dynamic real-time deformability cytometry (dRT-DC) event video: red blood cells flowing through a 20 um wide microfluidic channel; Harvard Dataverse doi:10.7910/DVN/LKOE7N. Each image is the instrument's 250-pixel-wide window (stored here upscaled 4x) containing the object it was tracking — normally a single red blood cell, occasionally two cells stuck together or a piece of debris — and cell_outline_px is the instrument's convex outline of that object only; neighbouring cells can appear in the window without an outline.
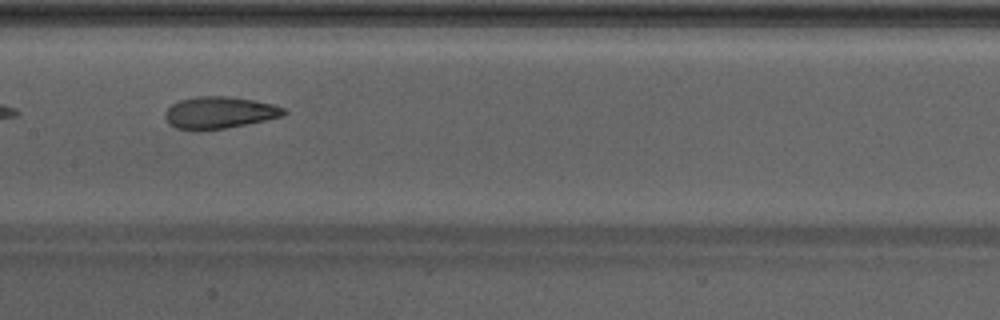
{"species": "Egyptian fruit bat (a non-hibernating species)", "species_latin": "Rousettus aegyptiacus", "temperature_condition": "warm", "stored_images_in_passage": 20, "camera_frame_rate_fps": 3000, "um_per_image_px": 0.085, "animal": {"sex": "male"}, "frame": {"image": 1, "passage_image": 9, "time_ms": 2.667, "image_size_px": [1000, 320], "cell_outline_px": [[288, 112], [284, 116], [224, 128], [196, 132], [176, 128], [168, 124], [164, 116], [164, 112], [172, 104], [180, 100], [196, 96], [228, 96], [252, 100], [272, 104], [284, 108]], "centroid_in_image_um": [18.59, 9.58], "position_along_channel_um": 188.8, "area_um2": 22.25}}
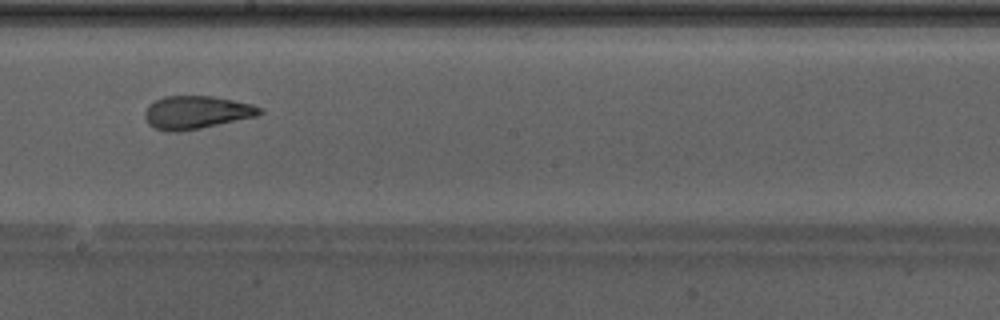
{"frame": {"image": 2, "passage_image": 12, "time_ms": 3.667, "image_size_px": [1000, 320], "cell_outline_px": [[264, 112], [256, 116], [200, 128], [176, 132], [156, 128], [148, 124], [144, 116], [144, 112], [148, 104], [164, 96], [212, 96], [252, 104], [264, 108]], "centroid_in_image_um": [16.69, 9.54], "position_along_channel_um": 231.5, "area_um2": 21.96}}
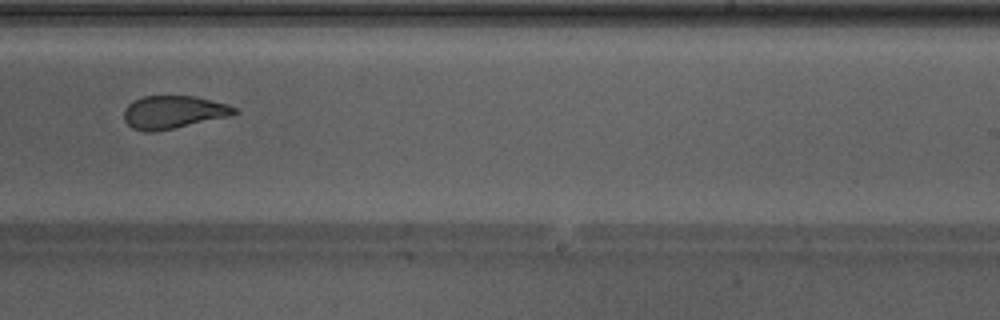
{"frame": {"image": 3, "passage_image": 15, "time_ms": 4.667, "image_size_px": [1000, 320], "cell_outline_px": [[240, 112], [228, 116], [156, 132], [144, 132], [132, 128], [124, 120], [124, 108], [128, 104], [144, 96], [192, 96], [228, 104], [236, 108]], "centroid_in_image_um": [14.71, 9.54], "position_along_channel_um": 274.3, "area_um2": 21.04}}